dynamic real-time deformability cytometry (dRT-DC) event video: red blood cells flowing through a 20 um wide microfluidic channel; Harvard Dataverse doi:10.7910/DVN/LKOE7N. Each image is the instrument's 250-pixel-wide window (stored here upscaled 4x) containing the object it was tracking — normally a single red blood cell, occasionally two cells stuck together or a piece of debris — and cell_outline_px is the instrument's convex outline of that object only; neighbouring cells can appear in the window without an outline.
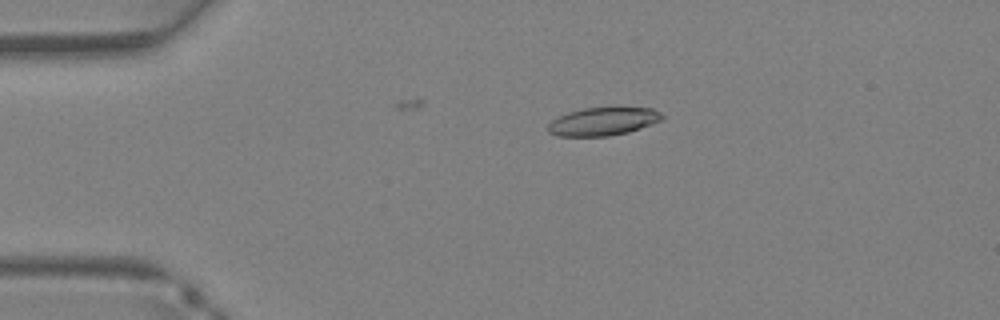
{"species": "Egyptian fruit bat (a non-hibernating species)", "species_latin": "Rousettus aegyptiacus", "temperature_condition": "warm", "stored_images_in_passage": 5, "camera_frame_rate_fps": 3000, "um_per_image_px": 0.085, "animal": {"sex": "female"}, "frame": {"image": 1, "passage_image": 1, "time_ms": 0.0, "image_size_px": [1000, 320], "cell_outline_px": [[664, 116], [660, 120], [640, 128], [628, 132], [608, 136], [556, 136], [548, 132], [548, 124], [552, 120], [568, 112], [584, 108], [652, 108], [660, 112]], "centroid_in_image_um": [51.22, 10.33], "position_along_channel_um": 33.8, "area_um2": 18.44}}